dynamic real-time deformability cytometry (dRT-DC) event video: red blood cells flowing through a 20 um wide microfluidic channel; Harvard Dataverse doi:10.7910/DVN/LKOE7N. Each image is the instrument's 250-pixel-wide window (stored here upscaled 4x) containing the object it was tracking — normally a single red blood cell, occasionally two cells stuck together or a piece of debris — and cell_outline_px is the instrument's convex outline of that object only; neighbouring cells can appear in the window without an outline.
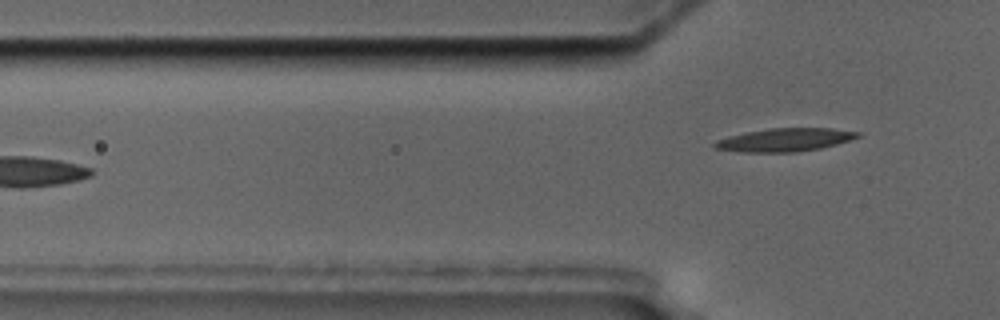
{"species": "common noctule bat (a hibernating species)", "species_latin": "Nyctalus noctula", "temperature_condition": "cold", "stored_images_in_passage": 6, "camera_frame_rate_fps": 3000, "um_per_image_px": 0.085, "animal": {"sex": "male", "body_mass_g": 17.5, "forearm_length_mm": 52.3}, "frame": {"image": 1, "passage_image": 6, "time_ms": 7.333, "image_size_px": [1000, 320], "cell_outline_px": [[860, 136], [836, 144], [820, 148], [796, 152], [740, 152], [712, 148], [712, 144], [716, 140], [744, 132], [768, 128], [832, 128], [860, 132]], "centroid_in_image_um": [66.66, 11.88], "position_along_channel_um": 59.1, "area_um2": 19.36}}